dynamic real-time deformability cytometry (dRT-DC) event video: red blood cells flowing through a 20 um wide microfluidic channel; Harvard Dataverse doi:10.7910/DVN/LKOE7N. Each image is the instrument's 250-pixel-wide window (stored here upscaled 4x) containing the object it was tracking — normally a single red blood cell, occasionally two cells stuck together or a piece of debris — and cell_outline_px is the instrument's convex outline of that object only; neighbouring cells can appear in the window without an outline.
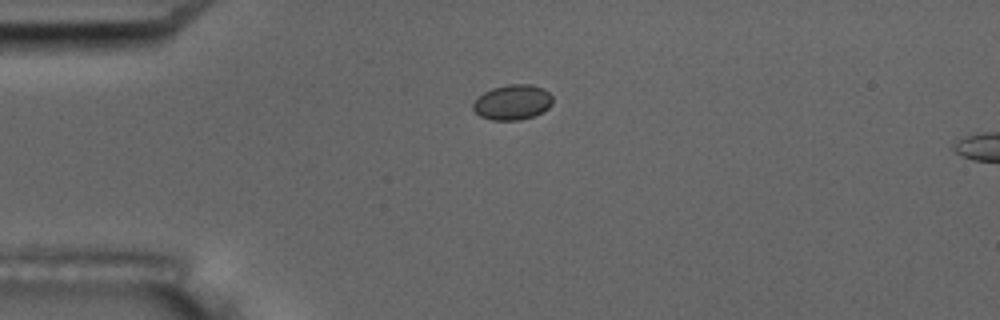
{"species": "common noctule bat (a hibernating species)", "species_latin": "Nyctalus noctula", "temperature_condition": "room temperature", "stored_images_in_passage": 3, "camera_frame_rate_fps": 3000, "um_per_image_px": 0.085, "animal": {"sex": "male", "body_mass_g": 17.5, "forearm_length_mm": 52.3}, "frame": {"image": 1, "passage_image": 2, "time_ms": 1.0, "image_size_px": [1000, 320], "cell_outline_px": [[552, 104], [544, 112], [520, 120], [492, 120], [480, 116], [472, 108], [472, 104], [484, 92], [492, 88], [508, 84], [532, 84], [544, 88], [552, 96]], "centroid_in_image_um": [43.58, 8.69], "position_along_channel_um": 41.4, "area_um2": 16.36}}